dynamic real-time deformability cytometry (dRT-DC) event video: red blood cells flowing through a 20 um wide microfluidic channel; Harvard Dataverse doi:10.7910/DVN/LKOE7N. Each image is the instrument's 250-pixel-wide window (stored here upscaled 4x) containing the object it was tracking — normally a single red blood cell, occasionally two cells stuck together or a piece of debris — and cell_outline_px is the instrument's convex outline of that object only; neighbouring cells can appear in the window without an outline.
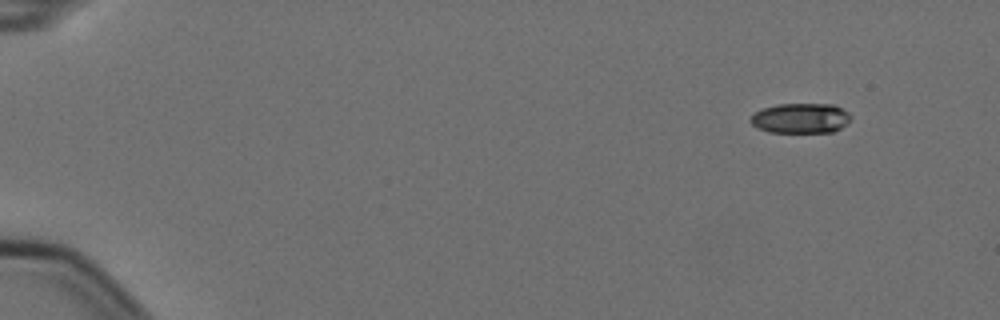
{"species": "Egyptian fruit bat (a non-hibernating species)", "species_latin": "Rousettus aegyptiacus", "temperature_condition": "cold", "stored_images_in_passage": 6, "camera_frame_rate_fps": 3000, "um_per_image_px": 0.085, "animal": {"sex": "female"}, "frame": {"image": 1, "passage_image": 2, "time_ms": 0.333, "image_size_px": [1000, 320], "cell_outline_px": [[852, 116], [848, 124], [832, 132], [768, 132], [756, 128], [748, 120], [756, 112], [764, 108], [776, 104], [832, 104], [848, 112]], "centroid_in_image_um": [68.05, 10.05], "position_along_channel_um": 16.9, "area_um2": 17.63}}
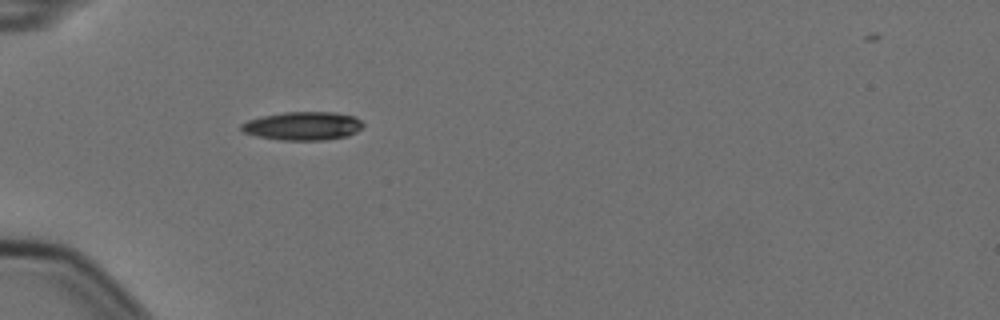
{"frame": {"image": 2, "passage_image": 5, "time_ms": 1.333, "image_size_px": [1000, 320], "cell_outline_px": [[364, 124], [356, 132], [348, 136], [324, 140], [280, 140], [256, 136], [244, 132], [240, 128], [240, 124], [248, 120], [260, 116], [284, 112], [336, 112], [356, 116]], "centroid_in_image_um": [25.74, 10.7], "position_along_channel_um": 59.3, "area_um2": 20.35}}